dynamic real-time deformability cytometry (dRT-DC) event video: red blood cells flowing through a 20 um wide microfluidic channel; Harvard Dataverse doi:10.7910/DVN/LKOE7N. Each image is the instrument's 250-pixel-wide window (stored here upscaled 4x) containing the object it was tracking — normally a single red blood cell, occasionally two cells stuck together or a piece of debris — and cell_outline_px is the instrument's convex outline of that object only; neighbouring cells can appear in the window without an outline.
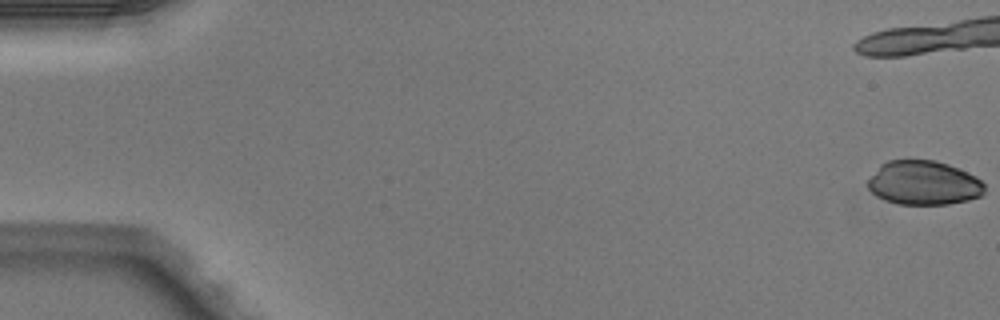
{"species": "Egyptian fruit bat (a non-hibernating species)", "species_latin": "Rousettus aegyptiacus", "temperature_condition": "warm", "stored_images_in_passage": 23, "camera_frame_rate_fps": 3000, "um_per_image_px": 0.085, "animal": {"sex": "male"}, "frame": {"image": 1, "passage_image": 1, "time_ms": 0.0, "image_size_px": [1000, 320], "cell_outline_px": [[984, 192], [980, 196], [968, 200], [948, 204], [896, 204], [876, 196], [868, 188], [868, 180], [880, 164], [888, 160], [936, 160], [948, 164], [976, 176], [984, 184]], "centroid_in_image_um": [78.5, 15.54], "position_along_channel_um": 6.5, "area_um2": 30.0}}